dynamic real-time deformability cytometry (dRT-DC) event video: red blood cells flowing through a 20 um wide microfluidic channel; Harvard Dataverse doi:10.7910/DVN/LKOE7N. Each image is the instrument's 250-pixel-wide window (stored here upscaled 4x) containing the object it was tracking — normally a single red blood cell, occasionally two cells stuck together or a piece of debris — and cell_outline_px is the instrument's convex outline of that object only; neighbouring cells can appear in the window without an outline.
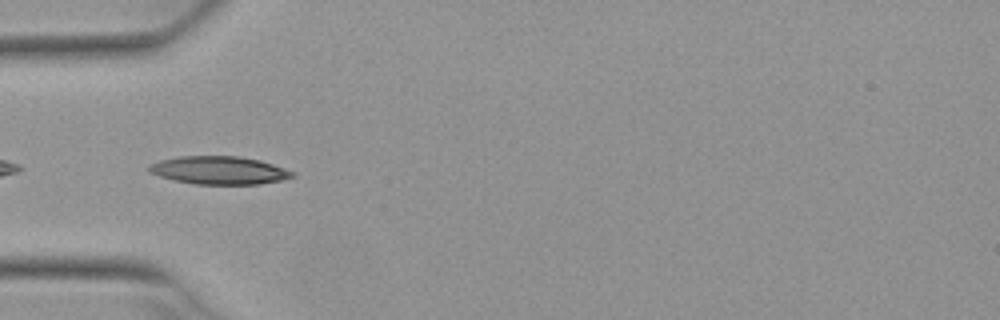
{"species": "Egyptian fruit bat (a non-hibernating species)", "species_latin": "Rousettus aegyptiacus", "temperature_condition": "warm", "stored_images_in_passage": 5, "camera_frame_rate_fps": 3000, "um_per_image_px": 0.085, "animal": {"sex": "female"}, "frame": {"image": 1, "passage_image": 4, "time_ms": 1.0, "image_size_px": [1000, 320], "cell_outline_px": [[296, 176], [280, 180], [260, 184], [196, 184], [176, 180], [160, 176], [148, 172], [148, 164], [160, 160], [180, 156], [240, 156], [260, 160], [296, 172]], "centroid_in_image_um": [18.63, 14.47], "position_along_channel_um": 66.4, "area_um2": 23.41}}
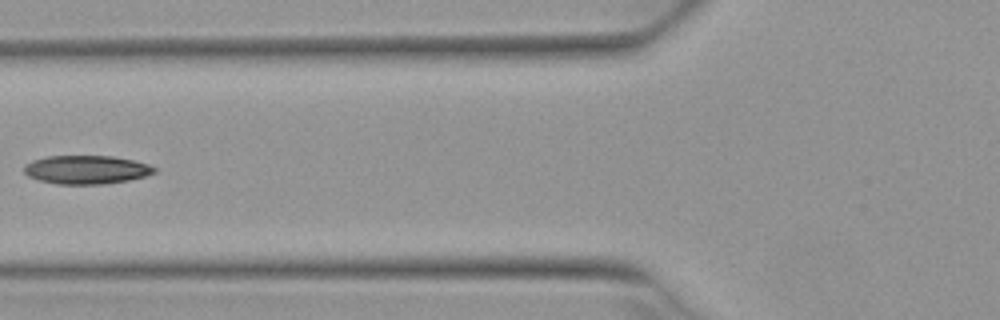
{"frame": {"image": 2, "passage_image": 5, "time_ms": 1.333, "image_size_px": [1000, 320], "cell_outline_px": [[156, 172], [144, 176], [128, 180], [104, 184], [56, 184], [40, 180], [28, 176], [24, 172], [24, 164], [32, 160], [44, 156], [112, 156], [132, 160], [148, 164], [156, 168]], "centroid_in_image_um": [7.31, 14.42], "position_along_channel_um": 118.5, "area_um2": 21.68}}